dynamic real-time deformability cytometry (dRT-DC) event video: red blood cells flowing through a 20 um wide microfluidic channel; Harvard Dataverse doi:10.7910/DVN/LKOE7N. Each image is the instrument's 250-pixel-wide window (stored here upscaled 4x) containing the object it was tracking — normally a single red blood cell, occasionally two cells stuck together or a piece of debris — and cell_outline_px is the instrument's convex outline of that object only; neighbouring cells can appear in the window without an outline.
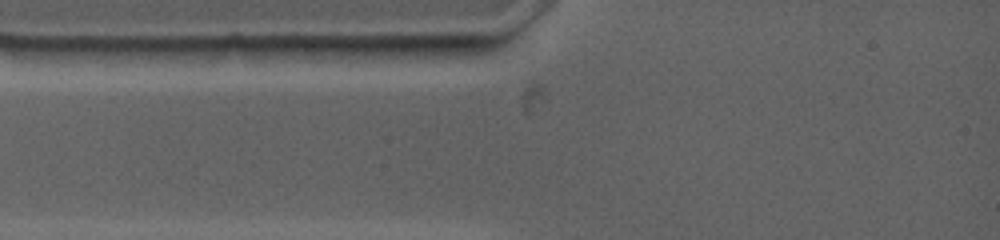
{"species": "common noctule bat (a hibernating species)", "species_latin": "Nyctalus noctula", "temperature_condition": "warm", "stored_images_in_passage": 2, "camera_frame_rate_fps": 4500, "um_per_image_px": 0.085, "animal": {"sex": "female", "body_mass_g": 19.0, "forearm_length_mm": 53.3}, "frame": {"image": 1, "passage_image": 1, "time_ms": 0.0, "image_size_px": [1000, 240], "cell_outline_px": [[448, 48], [424, 56], [380, 64], [340, 56], [312, 48], [392, 44], [448, 44]], "centroid_in_image_um": [32.72, 4.41], "position_along_channel_um": 52.3, "area_um2": 11.56}}